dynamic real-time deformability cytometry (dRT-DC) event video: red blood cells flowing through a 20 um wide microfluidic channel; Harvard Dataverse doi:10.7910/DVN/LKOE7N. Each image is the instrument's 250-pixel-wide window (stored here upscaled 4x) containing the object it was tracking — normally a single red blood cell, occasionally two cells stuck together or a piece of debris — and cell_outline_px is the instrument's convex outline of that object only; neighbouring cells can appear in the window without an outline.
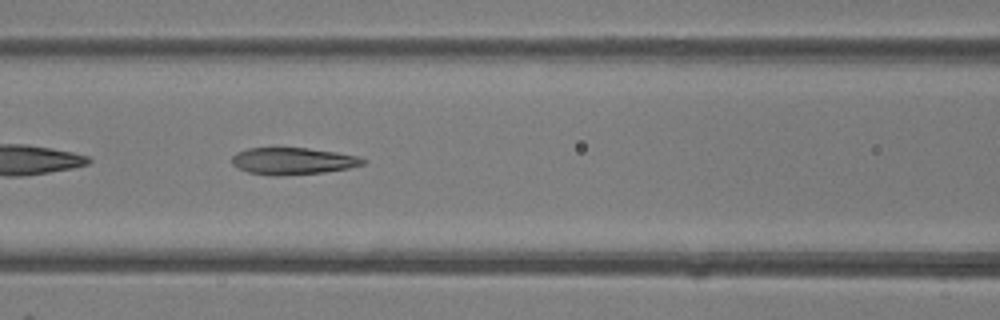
{"species": "common noctule bat (a hibernating species)", "species_latin": "Nyctalus noctula", "temperature_condition": "room temperature", "stored_images_in_passage": 46, "camera_frame_rate_fps": 3000, "um_per_image_px": 0.085, "animal": {"sex": "female"}, "frame": {"image": 1, "passage_image": 20, "time_ms": 6.333, "image_size_px": [1000, 320], "cell_outline_px": [[368, 160], [364, 164], [348, 168], [324, 172], [280, 176], [272, 176], [248, 172], [232, 164], [232, 156], [236, 152], [248, 148], [308, 148], [336, 152], [356, 156]], "centroid_in_image_um": [24.88, 13.69], "position_along_channel_um": 141.7, "area_um2": 20.52}, "authors_computed_cell_mechanics": {"area_um2": 22.5709, "velocity_mm_per_s": 4.4368, "shape_relaxation_time_tau1_ms": 10.9983, "shape_relaxation_time_tau2_ms": 1.9049, "deformation_change_tau1": 0.3088, "deformation_change_tau2": 0.0882}}